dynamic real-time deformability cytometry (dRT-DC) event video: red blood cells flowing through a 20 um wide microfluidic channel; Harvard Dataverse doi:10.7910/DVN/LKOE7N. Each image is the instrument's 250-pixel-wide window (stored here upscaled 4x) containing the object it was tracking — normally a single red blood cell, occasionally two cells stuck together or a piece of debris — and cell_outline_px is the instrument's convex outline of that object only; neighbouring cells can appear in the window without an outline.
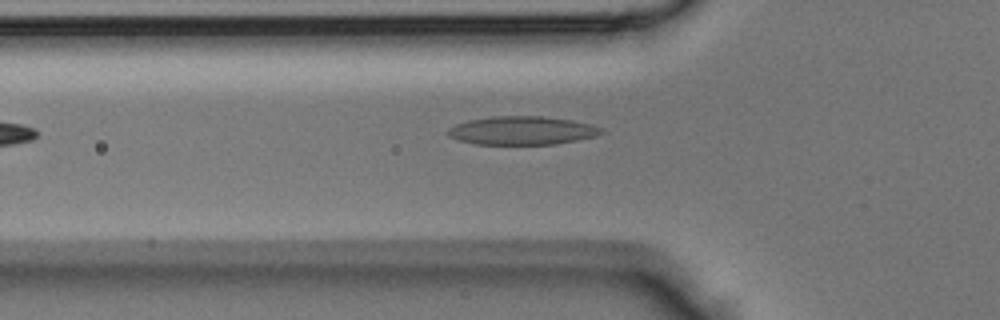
{"species": "Egyptian fruit bat (a non-hibernating species)", "species_latin": "Rousettus aegyptiacus", "temperature_condition": "room temperature", "stored_images_in_passage": 29, "camera_frame_rate_fps": 3000, "um_per_image_px": 0.085, "animal": {"sex": "male"}, "frame": {"image": 1, "passage_image": 3, "time_ms": 0.667, "image_size_px": [1000, 320], "cell_outline_px": [[604, 132], [592, 136], [576, 140], [556, 144], [476, 144], [460, 140], [448, 136], [448, 128], [456, 124], [468, 120], [496, 116], [540, 116], [572, 120], [588, 124], [600, 128]], "centroid_in_image_um": [44.33, 11.09], "position_along_channel_um": 81.5, "area_um2": 25.03}}
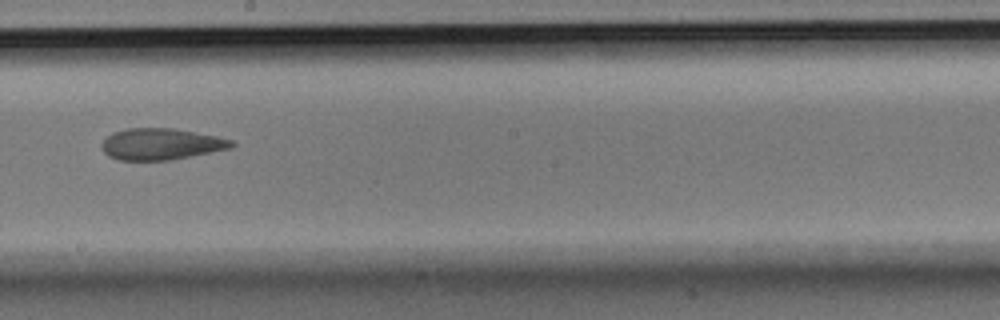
{"frame": {"image": 2, "passage_image": 13, "time_ms": 4.0, "image_size_px": [1000, 320], "cell_outline_px": [[236, 144], [232, 148], [168, 160], [120, 160], [108, 156], [104, 152], [100, 144], [112, 132], [124, 128], [176, 128], [216, 136], [232, 140]], "centroid_in_image_um": [13.67, 12.23], "position_along_channel_um": 234.5, "area_um2": 23.81}}
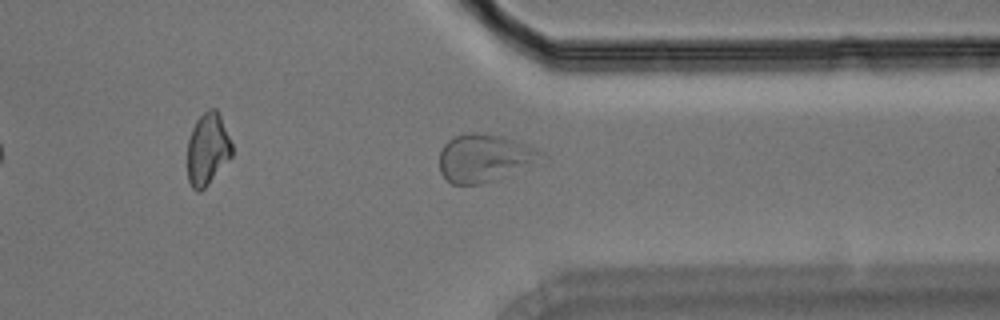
{"frame": {"image": 3, "passage_image": 22, "time_ms": 7.0, "image_size_px": [1000, 320], "cell_outline_px": [[548, 160], [544, 164], [480, 184], [452, 184], [444, 180], [440, 172], [440, 152], [444, 144], [448, 140], [456, 136], [468, 132], [476, 132], [500, 136], [528, 144], [544, 152], [548, 156]], "centroid_in_image_um": [41.3, 13.45], "position_along_channel_um": 370.1, "area_um2": 29.25}}